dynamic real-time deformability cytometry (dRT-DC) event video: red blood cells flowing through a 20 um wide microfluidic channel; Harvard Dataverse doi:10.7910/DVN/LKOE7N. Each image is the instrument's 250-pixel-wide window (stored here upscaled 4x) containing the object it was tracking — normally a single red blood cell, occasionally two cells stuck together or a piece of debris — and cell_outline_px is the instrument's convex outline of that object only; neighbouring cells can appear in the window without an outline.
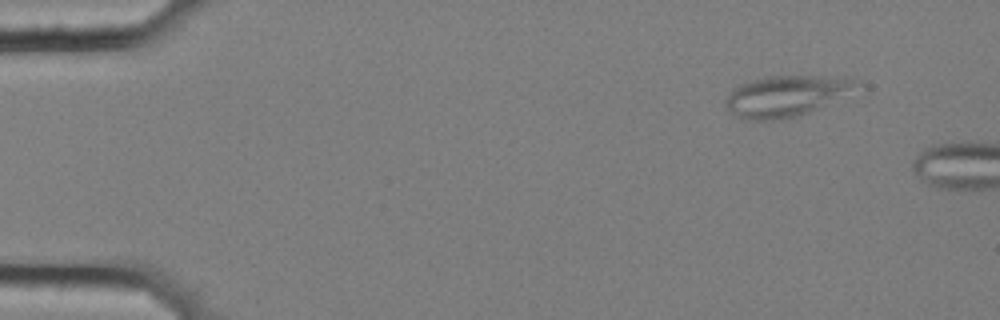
{"species": "common noctule bat (a hibernating species)", "species_latin": "Nyctalus noctula", "temperature_condition": "cold", "stored_images_in_passage": 4, "camera_frame_rate_fps": 3000, "um_per_image_px": 0.085, "animal": {"sex": "female", "body_mass_g": 25.1}, "frame": {"image": 1, "passage_image": 1, "time_ms": 0.0, "image_size_px": [1000, 320], "cell_outline_px": [[856, 76], [844, 88], [808, 112], [780, 120], [744, 120], [736, 116], [724, 104], [724, 100], [732, 88], [736, 84], [768, 76]], "centroid_in_image_um": [66.48, 8.15], "position_along_channel_um": 18.5, "area_um2": 29.42}}